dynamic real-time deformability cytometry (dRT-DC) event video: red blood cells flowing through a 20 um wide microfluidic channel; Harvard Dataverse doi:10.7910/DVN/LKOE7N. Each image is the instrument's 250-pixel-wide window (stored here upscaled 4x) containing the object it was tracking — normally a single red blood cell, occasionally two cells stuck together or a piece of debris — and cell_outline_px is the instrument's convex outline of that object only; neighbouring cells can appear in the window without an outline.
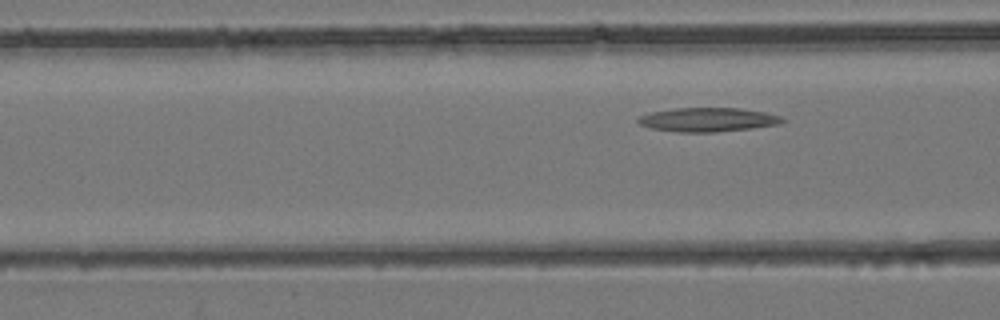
{"species": "common noctule bat (a hibernating species)", "species_latin": "Nyctalus noctula", "temperature_condition": "room temperature", "stored_images_in_passage": 4, "camera_frame_rate_fps": 3000, "um_per_image_px": 0.085, "animal": {"sex": "female", "body_mass_g": 24.6, "forearm_length_mm": 56.2}, "frame": {"image": 1, "passage_image": 4, "time_ms": 1.0, "image_size_px": [1000, 320], "cell_outline_px": [[788, 120], [780, 124], [752, 128], [716, 132], [676, 132], [652, 128], [640, 124], [636, 120], [640, 116], [652, 112], [676, 108], [740, 108], [764, 112], [780, 116]], "centroid_in_image_um": [60.2, 10.17], "position_along_channel_um": 106.4, "area_um2": 20.11}}